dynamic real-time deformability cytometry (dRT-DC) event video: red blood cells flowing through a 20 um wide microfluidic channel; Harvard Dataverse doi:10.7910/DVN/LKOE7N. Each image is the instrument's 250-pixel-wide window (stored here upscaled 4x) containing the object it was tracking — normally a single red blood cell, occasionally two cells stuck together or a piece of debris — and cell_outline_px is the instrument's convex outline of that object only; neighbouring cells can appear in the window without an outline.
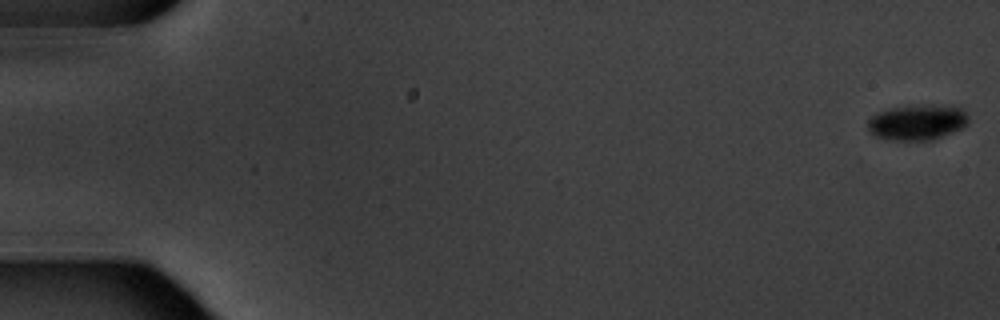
{"species": "common noctule bat (a hibernating species)", "species_latin": "Nyctalus noctula", "temperature_condition": "warm", "stored_images_in_passage": 6, "camera_frame_rate_fps": 3000, "um_per_image_px": 0.085, "animal": {"sex": "male", "body_mass_g": 20.1, "forearm_length_mm": 53.5}, "frame": {"image": 1, "passage_image": 1, "time_ms": 0.0, "image_size_px": [1000, 320], "cell_outline_px": [[968, 124], [960, 128], [932, 140], [892, 140], [876, 136], [868, 132], [868, 120], [872, 116], [888, 108], [960, 108], [968, 116]], "centroid_in_image_um": [77.9, 10.46], "position_along_channel_um": 7.1, "area_um2": 19.54}}
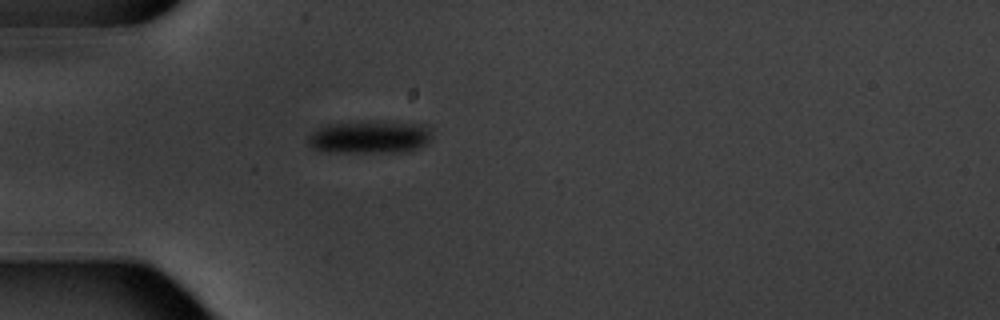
{"frame": {"image": 2, "passage_image": 5, "time_ms": 5.667, "image_size_px": [1000, 320], "cell_outline_px": [[428, 144], [408, 152], [316, 152], [308, 144], [308, 136], [312, 132], [328, 124], [424, 124], [428, 128]], "centroid_in_image_um": [31.35, 11.73], "position_along_channel_um": 53.6, "area_um2": 22.66}}